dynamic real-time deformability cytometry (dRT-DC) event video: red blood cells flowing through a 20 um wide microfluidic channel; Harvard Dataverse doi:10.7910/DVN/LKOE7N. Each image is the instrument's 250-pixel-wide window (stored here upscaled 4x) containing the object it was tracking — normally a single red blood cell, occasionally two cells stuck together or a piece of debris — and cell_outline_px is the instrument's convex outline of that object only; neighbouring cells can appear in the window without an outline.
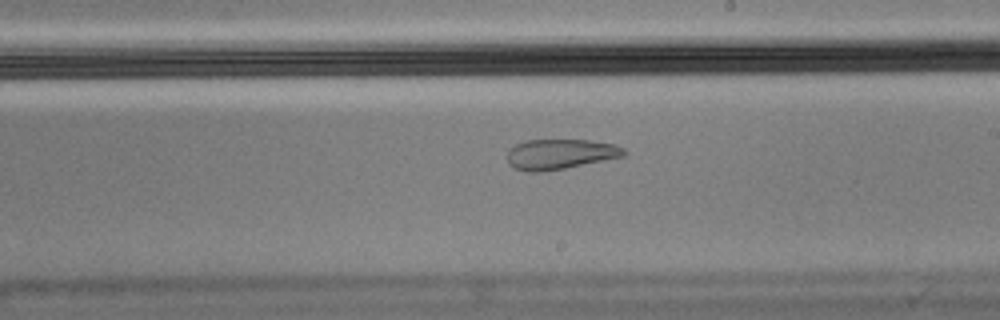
{"species": "Egyptian fruit bat (a non-hibernating species)", "species_latin": "Rousettus aegyptiacus", "temperature_condition": "cold", "stored_images_in_passage": 56, "camera_frame_rate_fps": 3000, "um_per_image_px": 0.085, "animal": {"sex": "male"}, "frame": {"image": 1, "passage_image": 32, "time_ms": 10.333, "image_size_px": [1000, 320], "cell_outline_px": [[628, 152], [624, 156], [564, 168], [540, 172], [528, 172], [512, 168], [508, 164], [508, 148], [524, 140], [588, 140], [616, 144], [624, 148]], "centroid_in_image_um": [47.59, 13.1], "position_along_channel_um": 241.4, "area_um2": 20.63}, "authors_computed_cell_mechanics": {"area_um2": 22.542, "velocity_mm_per_s": 3.5527, "shape_relaxation_time_tau1_ms": null, "shape_relaxation_time_tau2_ms": 1.8328, "deformation_change_tau1": null, "deformation_change_tau2": 0.0782}}